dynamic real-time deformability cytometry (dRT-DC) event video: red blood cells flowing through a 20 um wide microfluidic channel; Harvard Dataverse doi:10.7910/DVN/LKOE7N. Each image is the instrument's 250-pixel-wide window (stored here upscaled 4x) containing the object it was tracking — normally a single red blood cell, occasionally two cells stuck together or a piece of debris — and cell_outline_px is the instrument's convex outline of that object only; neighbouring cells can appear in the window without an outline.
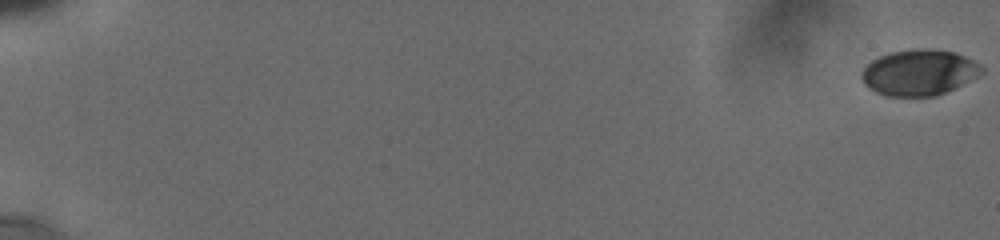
{"species": "human", "species_latin": "Homo sapiens", "temperature_condition": "cold", "stored_images_in_passage": 21, "camera_frame_rate_fps": 3000, "um_per_image_px": 0.085, "donor": {"sex": "male"}, "frame": {"image": 1, "passage_image": 1, "time_ms": 0.0, "image_size_px": [1000, 240], "cell_outline_px": [[984, 72], [944, 92], [932, 96], [888, 96], [876, 92], [864, 84], [860, 76], [860, 72], [872, 60], [888, 52], [924, 48], [956, 52], [980, 64], [984, 68]], "centroid_in_image_um": [78.08, 6.15], "position_along_channel_um": 6.9, "area_um2": 31.73}}
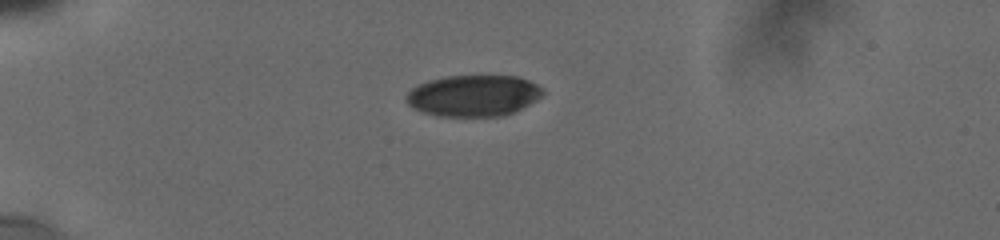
{"frame": {"image": 2, "passage_image": 14, "time_ms": 5.667, "image_size_px": [1000, 240], "cell_outline_px": [[544, 92], [536, 100], [512, 112], [500, 116], [440, 116], [424, 112], [408, 104], [404, 100], [404, 96], [412, 88], [428, 80], [448, 76], [520, 76], [536, 84]], "centroid_in_image_um": [40.21, 8.12], "position_along_channel_um": 44.8, "area_um2": 32.54}}
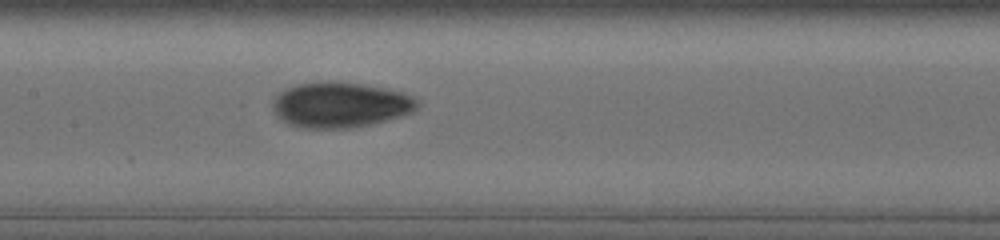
{"frame": {"image": 3, "passage_image": 21, "time_ms": 10.333, "image_size_px": [1000, 240], "cell_outline_px": [[416, 108], [412, 112], [384, 120], [368, 124], [348, 128], [300, 128], [288, 124], [276, 116], [272, 108], [272, 100], [280, 92], [296, 84], [364, 84], [384, 88], [400, 92], [416, 100]], "centroid_in_image_um": [28.84, 8.95], "position_along_channel_um": 178.6, "area_um2": 36.99}}